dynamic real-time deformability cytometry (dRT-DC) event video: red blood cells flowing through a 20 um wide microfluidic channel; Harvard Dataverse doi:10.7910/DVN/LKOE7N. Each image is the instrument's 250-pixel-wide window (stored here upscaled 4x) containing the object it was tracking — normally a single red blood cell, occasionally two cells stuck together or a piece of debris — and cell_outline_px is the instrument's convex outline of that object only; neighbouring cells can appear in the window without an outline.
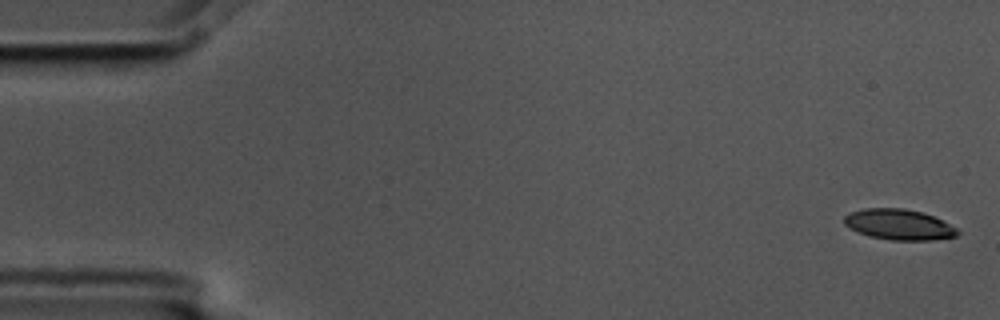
{"species": "common noctule bat (a hibernating species)", "species_latin": "Nyctalus noctula", "temperature_condition": "cold", "stored_images_in_passage": 5, "camera_frame_rate_fps": 3000, "um_per_image_px": 0.085, "animal": {"sex": "male", "body_mass_g": 17.5, "forearm_length_mm": 52.3}, "frame": {"image": 1, "passage_image": 1, "time_ms": 0.0, "image_size_px": [1000, 320], "cell_outline_px": [[960, 232], [956, 236], [932, 240], [892, 240], [868, 236], [844, 224], [844, 216], [852, 212], [864, 208], [904, 208], [924, 212], [956, 228]], "centroid_in_image_um": [76.41, 19.08], "position_along_channel_um": 8.6, "area_um2": 20.0}}